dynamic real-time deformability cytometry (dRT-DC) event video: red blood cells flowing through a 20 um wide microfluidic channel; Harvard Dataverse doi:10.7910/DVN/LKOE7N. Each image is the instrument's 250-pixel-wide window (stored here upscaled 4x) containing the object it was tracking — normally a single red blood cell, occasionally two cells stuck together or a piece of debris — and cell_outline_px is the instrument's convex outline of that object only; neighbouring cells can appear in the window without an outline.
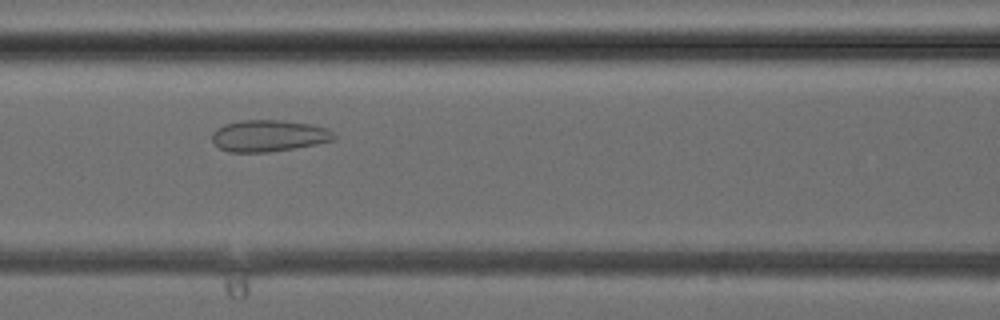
{"species": "common noctule bat (a hibernating species)", "species_latin": "Nyctalus noctula", "temperature_condition": "cold", "stored_images_in_passage": 39, "camera_frame_rate_fps": 3000, "um_per_image_px": 0.085, "animal": {"sex": "female", "body_mass_g": 24.6, "forearm_length_mm": 56.2}, "frame": {"image": 1, "passage_image": 17, "time_ms": 5.333, "image_size_px": [1000, 320], "cell_outline_px": [[336, 140], [296, 148], [268, 152], [228, 152], [220, 148], [212, 140], [212, 132], [216, 128], [224, 124], [240, 120], [280, 120], [312, 124], [328, 128], [336, 136]], "centroid_in_image_um": [22.85, 11.54], "position_along_channel_um": 143.7, "area_um2": 22.66}}
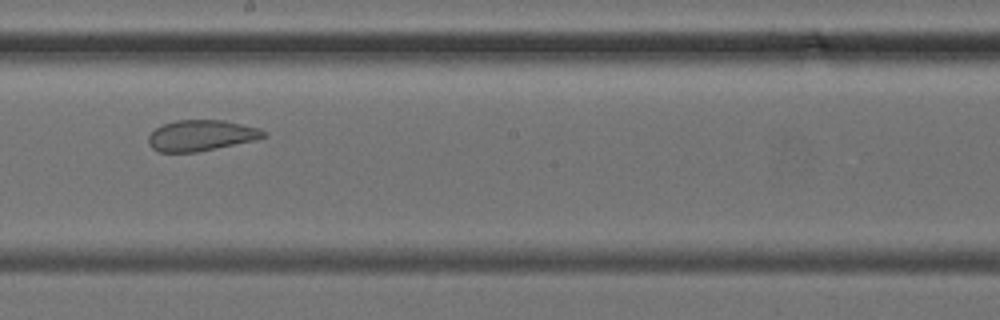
{"frame": {"image": 2, "passage_image": 22, "time_ms": 7.0, "image_size_px": [1000, 320], "cell_outline_px": [[268, 132], [264, 136], [256, 140], [196, 152], [156, 152], [148, 144], [148, 136], [156, 128], [164, 124], [176, 120], [224, 120], [260, 128]], "centroid_in_image_um": [17.09, 11.51], "position_along_channel_um": 231.1, "area_um2": 20.75}}
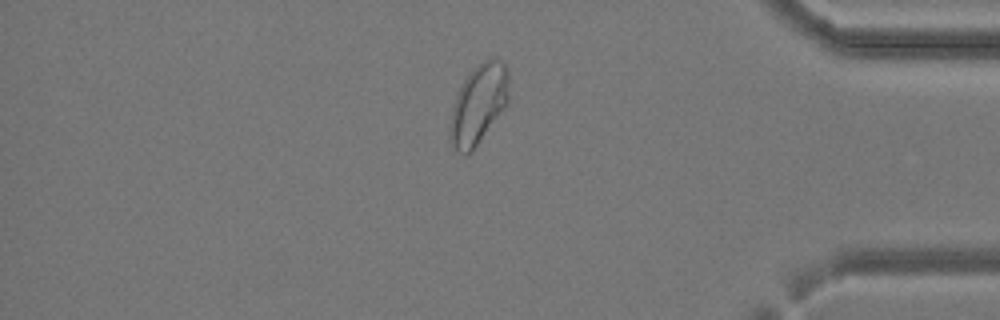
{"frame": {"image": 3, "passage_image": 33, "time_ms": 10.667, "image_size_px": [1000, 320], "cell_outline_px": [[508, 104], [468, 156], [460, 152], [452, 144], [448, 136], [452, 108], [460, 84], [484, 60], [492, 56], [500, 60], [504, 64], [508, 72]], "centroid_in_image_um": [40.67, 8.87], "position_along_channel_um": 394.5, "area_um2": 27.05}}